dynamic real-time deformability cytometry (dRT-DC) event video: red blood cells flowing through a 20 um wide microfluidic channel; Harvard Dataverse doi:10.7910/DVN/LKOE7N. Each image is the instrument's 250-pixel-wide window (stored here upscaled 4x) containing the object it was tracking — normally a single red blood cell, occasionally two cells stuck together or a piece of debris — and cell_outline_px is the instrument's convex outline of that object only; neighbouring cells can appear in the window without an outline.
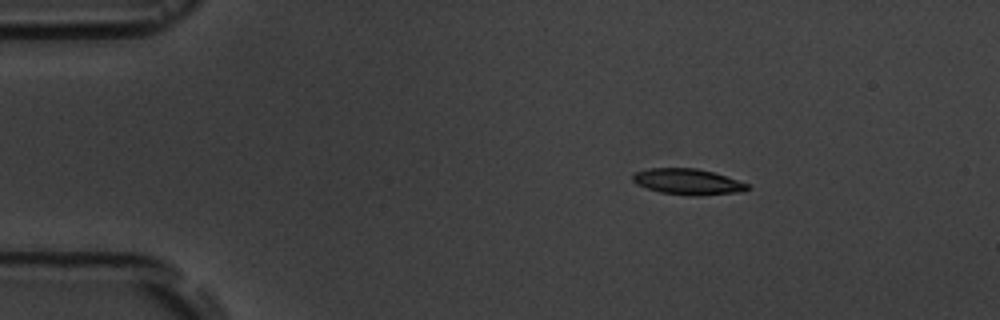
{"species": "common noctule bat (a hibernating species)", "species_latin": "Nyctalus noctula", "temperature_condition": "room temperature", "stored_images_in_passage": 3, "camera_frame_rate_fps": 3000, "um_per_image_px": 0.085, "animal": {"sex": "male", "body_mass_g": 19.5, "forearm_length_mm": 54.6}, "frame": {"image": 1, "passage_image": 1, "time_ms": 0.0, "image_size_px": [1000, 320], "cell_outline_px": [[752, 188], [736, 192], [696, 196], [660, 192], [636, 184], [632, 180], [632, 176], [636, 172], [648, 168], [696, 168], [712, 172], [748, 184]], "centroid_in_image_um": [58.42, 15.44], "position_along_channel_um": 26.6, "area_um2": 16.99}}